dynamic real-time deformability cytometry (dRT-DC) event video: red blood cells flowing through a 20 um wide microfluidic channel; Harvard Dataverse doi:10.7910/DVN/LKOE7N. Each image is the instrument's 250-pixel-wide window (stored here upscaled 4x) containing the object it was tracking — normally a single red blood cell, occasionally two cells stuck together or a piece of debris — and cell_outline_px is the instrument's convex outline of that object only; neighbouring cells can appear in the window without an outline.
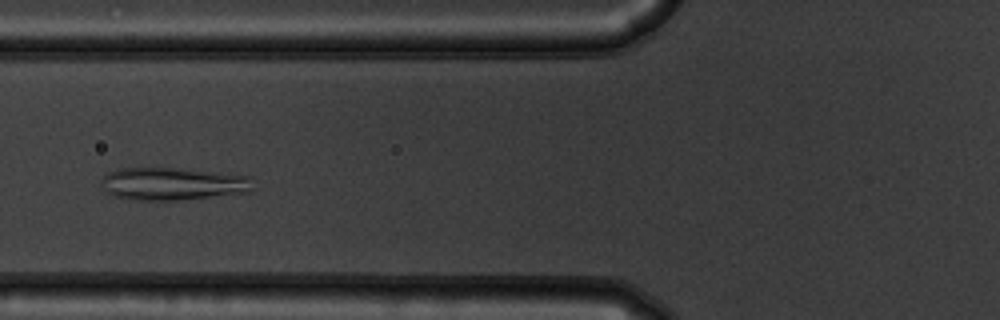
{"species": "common noctule bat (a hibernating species)", "species_latin": "Nyctalus noctula", "temperature_condition": "warm", "stored_images_in_passage": 53, "segment_of_instrument_passage": [1, 2], "camera_frame_rate_fps": 3000, "um_per_image_px": 0.085, "animal": {"sex": "male", "body_mass_g": 19.5, "forearm_length_mm": 54.6}, "frame": {"image": 1, "passage_image": 20, "time_ms": 6.333, "image_size_px": [1000, 320], "cell_outline_px": [[252, 192], [176, 200], [132, 200], [116, 196], [104, 192], [100, 180], [108, 172], [124, 168], [176, 168], [252, 176]], "centroid_in_image_um": [14.67, 15.63], "position_along_channel_um": 111.1, "area_um2": 28.9}}
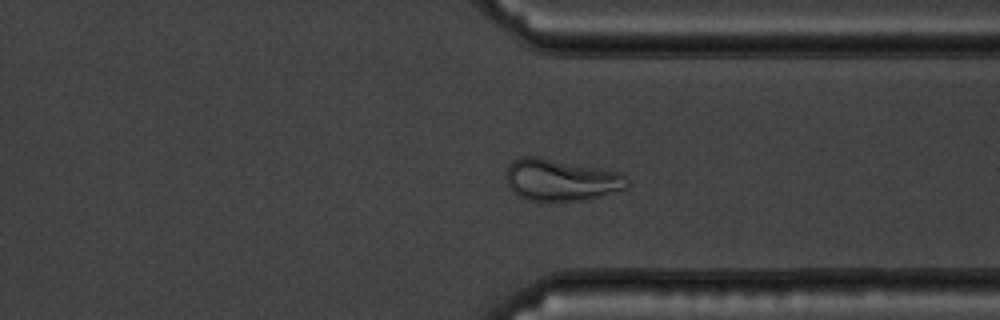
{"frame": {"image": 2, "passage_image": 40, "time_ms": 13.0, "image_size_px": [1000, 320], "cell_outline_px": [[628, 188], [588, 200], [552, 204], [528, 200], [516, 196], [512, 192], [504, 176], [508, 164], [512, 160], [520, 156], [536, 156], [624, 172], [628, 180]], "centroid_in_image_um": [47.66, 15.33], "position_along_channel_um": 363.7, "area_um2": 30.92}}
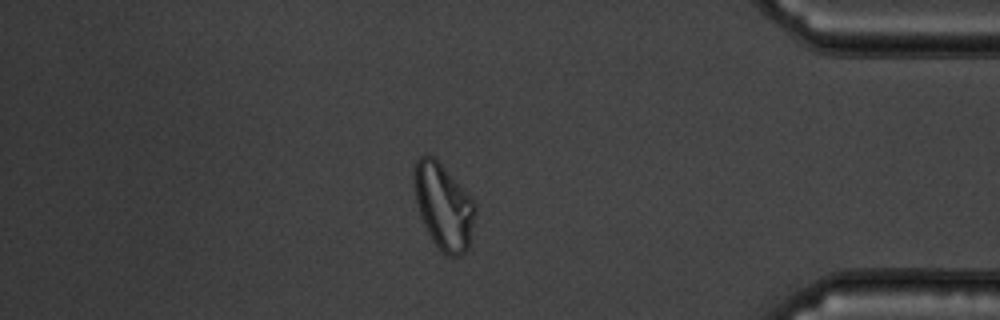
{"frame": {"image": 3, "passage_image": 45, "time_ms": 14.667, "image_size_px": [1000, 320], "cell_outline_px": [[476, 212], [468, 248], [460, 256], [448, 256], [432, 240], [420, 216], [416, 200], [412, 180], [412, 164], [420, 156], [432, 156], [472, 196], [476, 204]], "centroid_in_image_um": [37.69, 17.51], "position_along_channel_um": 397.5, "area_um2": 30.58}}